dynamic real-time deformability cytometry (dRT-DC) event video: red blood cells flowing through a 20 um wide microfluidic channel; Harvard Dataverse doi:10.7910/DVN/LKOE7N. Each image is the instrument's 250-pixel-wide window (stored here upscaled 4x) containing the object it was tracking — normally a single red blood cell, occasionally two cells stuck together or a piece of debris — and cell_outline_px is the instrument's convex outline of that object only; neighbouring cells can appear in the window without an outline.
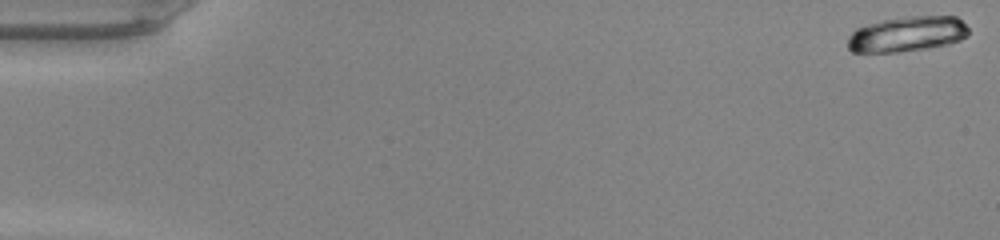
{"species": "common noctule bat (a hibernating species)", "species_latin": "Nyctalus noctula", "temperature_condition": "warm", "stored_images_in_passage": 51, "camera_frame_rate_fps": 3000, "um_per_image_px": 0.085, "animal": {"sex": "male", "body_mass_g": 20.0, "forearm_length_mm": 53.3}, "frame": {"image": 1, "passage_image": 1, "time_ms": 0.0, "image_size_px": [1000, 240], "cell_outline_px": [[968, 32], [960, 40], [948, 44], [928, 48], [896, 52], [852, 52], [848, 48], [848, 36], [856, 28], [884, 20], [912, 16], [956, 16], [968, 28]], "centroid_in_image_um": [77.09, 2.9], "position_along_channel_um": 7.9, "area_um2": 24.57}}
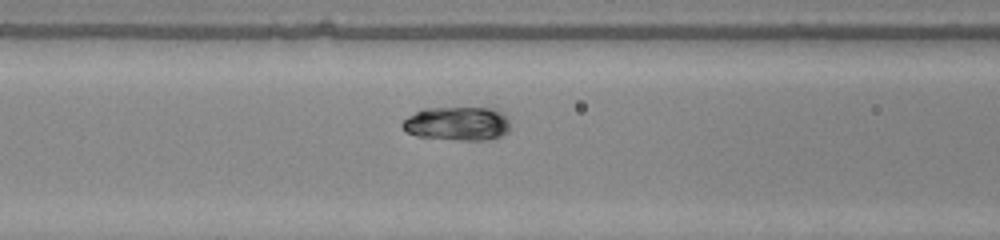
{"frame": {"image": 2, "passage_image": 22, "time_ms": 7.0, "image_size_px": [1000, 240], "cell_outline_px": [[508, 132], [504, 136], [484, 140], [456, 140], [416, 136], [408, 132], [400, 124], [408, 116], [424, 108], [492, 108], [504, 112], [508, 116]], "centroid_in_image_um": [38.9, 10.51], "position_along_channel_um": 127.7, "area_um2": 21.39}}
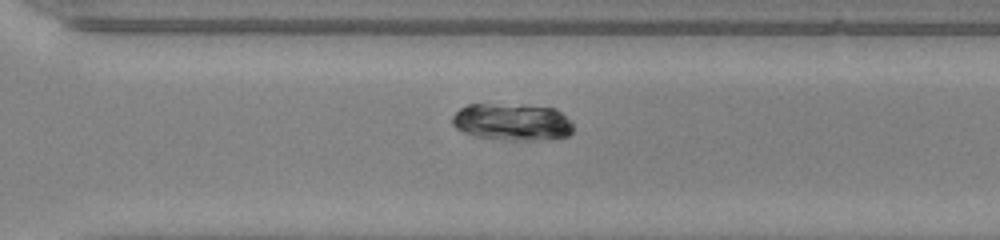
{"frame": {"image": 3, "passage_image": 37, "time_ms": 12.0, "image_size_px": [1000, 240], "cell_outline_px": [[572, 132], [568, 136], [532, 140], [508, 140], [476, 136], [464, 132], [456, 128], [452, 124], [452, 116], [460, 108], [468, 104], [484, 104], [556, 108], [572, 124]], "centroid_in_image_um": [43.49, 10.38], "position_along_channel_um": 327.1, "area_um2": 25.55}}